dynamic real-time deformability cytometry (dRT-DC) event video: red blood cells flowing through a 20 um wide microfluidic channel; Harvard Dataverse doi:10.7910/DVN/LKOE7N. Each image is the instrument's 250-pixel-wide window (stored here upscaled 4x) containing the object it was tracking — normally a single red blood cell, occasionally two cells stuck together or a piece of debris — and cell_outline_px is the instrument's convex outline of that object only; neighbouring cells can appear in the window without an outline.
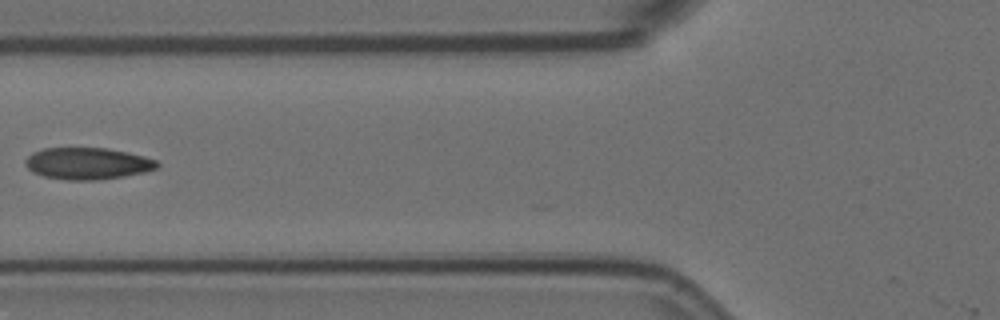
{"species": "Egyptian fruit bat (a non-hibernating species)", "species_latin": "Rousettus aegyptiacus", "temperature_condition": "room temperature", "stored_images_in_passage": 6, "camera_frame_rate_fps": 3000, "um_per_image_px": 0.085, "animal": {"sex": "female"}, "frame": {"image": 1, "passage_image": 6, "time_ms": 1.667, "image_size_px": [1000, 320], "cell_outline_px": [[160, 164], [156, 168], [144, 172], [124, 176], [96, 180], [64, 180], [44, 176], [32, 172], [24, 164], [24, 160], [32, 152], [44, 148], [108, 148], [128, 152], [144, 156], [156, 160]], "centroid_in_image_um": [7.42, 13.89], "position_along_channel_um": 118.4, "area_um2": 24.51}}